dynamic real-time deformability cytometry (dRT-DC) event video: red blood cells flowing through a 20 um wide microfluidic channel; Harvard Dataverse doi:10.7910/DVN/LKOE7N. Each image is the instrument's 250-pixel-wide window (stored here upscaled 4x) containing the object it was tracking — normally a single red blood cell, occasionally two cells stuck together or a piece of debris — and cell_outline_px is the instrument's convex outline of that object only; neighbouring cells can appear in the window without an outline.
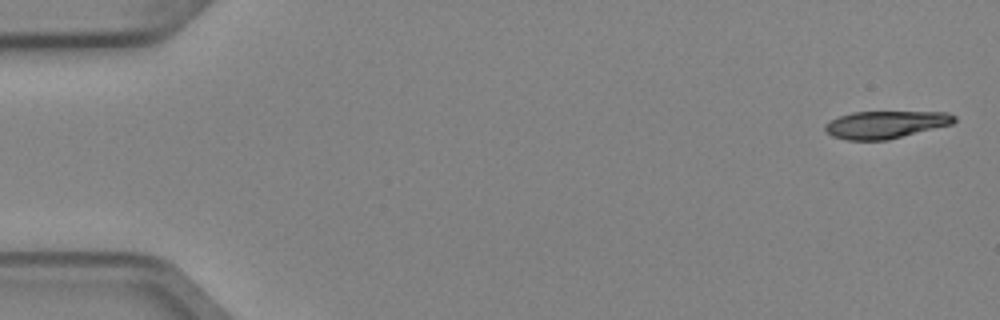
{"species": "Egyptian fruit bat (a non-hibernating species)", "species_latin": "Rousettus aegyptiacus", "temperature_condition": "cold", "stored_images_in_passage": 4, "camera_frame_rate_fps": 3000, "um_per_image_px": 0.085, "animal": {"sex": "female"}, "frame": {"image": 1, "passage_image": 1, "time_ms": 0.0, "image_size_px": [1000, 320], "cell_outline_px": [[956, 120], [952, 124], [888, 140], [848, 140], [832, 136], [824, 128], [824, 124], [840, 116], [852, 112], [948, 112], [956, 116]], "centroid_in_image_um": [75.29, 10.59], "position_along_channel_um": 9.7, "area_um2": 20.58}}